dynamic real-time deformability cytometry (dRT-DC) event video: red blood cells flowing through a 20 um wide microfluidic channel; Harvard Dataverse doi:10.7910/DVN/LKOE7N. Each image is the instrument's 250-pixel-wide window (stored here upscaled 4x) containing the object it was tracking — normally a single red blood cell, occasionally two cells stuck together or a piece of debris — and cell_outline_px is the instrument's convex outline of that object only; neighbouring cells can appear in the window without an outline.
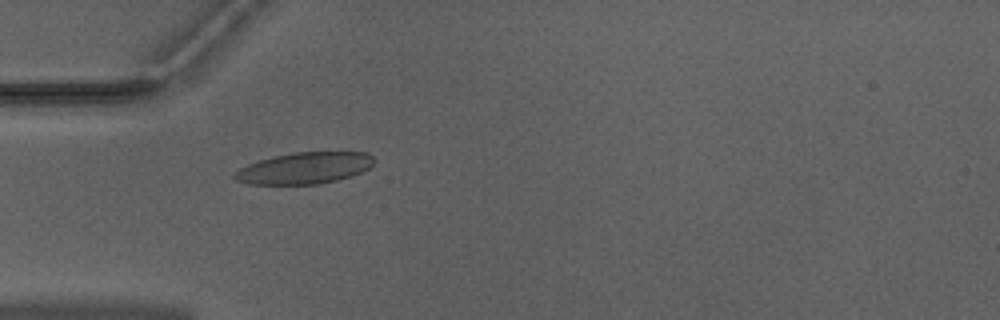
{"species": "Egyptian fruit bat (a non-hibernating species)", "species_latin": "Rousettus aegyptiacus", "temperature_condition": "warm", "stored_images_in_passage": 45, "camera_frame_rate_fps": 3000, "um_per_image_px": 0.085, "animal": {"sex": "male"}, "frame": {"image": 1, "passage_image": 9, "time_ms": 2.667, "image_size_px": [1000, 320], "cell_outline_px": [[376, 160], [368, 168], [352, 176], [320, 184], [248, 184], [236, 180], [232, 176], [232, 172], [248, 164], [260, 160], [276, 156], [296, 152], [368, 152]], "centroid_in_image_um": [25.87, 14.29], "position_along_channel_um": 59.1, "area_um2": 25.55}}
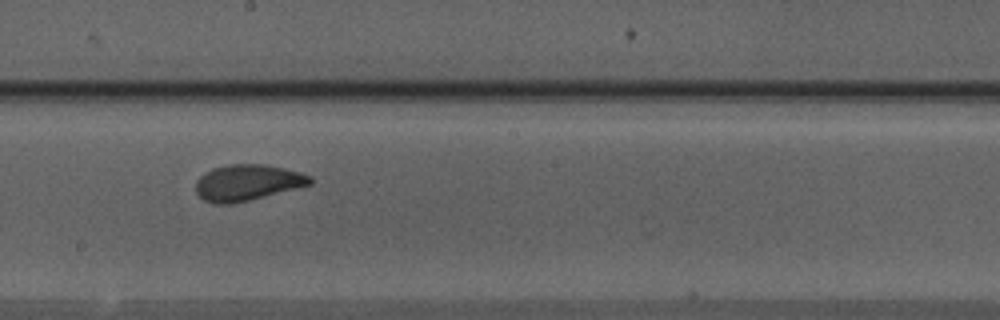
{"frame": {"image": 2, "passage_image": 22, "time_ms": 7.0, "image_size_px": [1000, 320], "cell_outline_px": [[312, 184], [232, 204], [212, 204], [204, 200], [196, 192], [196, 180], [204, 172], [212, 168], [232, 164], [264, 164], [284, 168], [300, 172], [312, 176]], "centroid_in_image_um": [21.0, 15.51], "position_along_channel_um": 227.2, "area_um2": 23.99}}
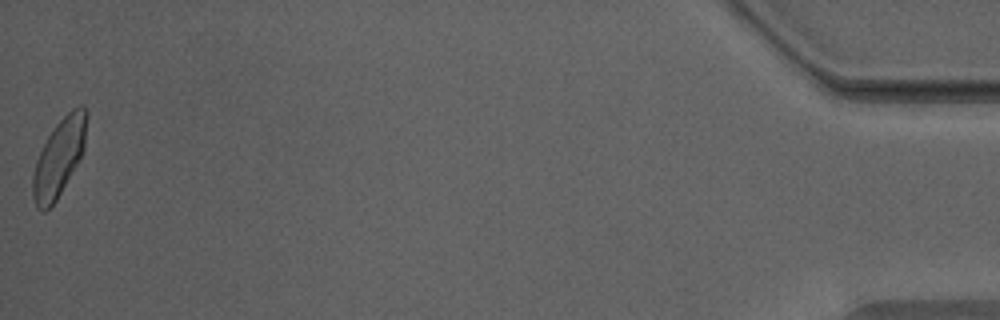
{"frame": {"image": 3, "passage_image": 45, "time_ms": 14.667, "image_size_px": [1000, 320], "cell_outline_px": [[88, 112], [84, 148], [76, 164], [56, 200], [44, 212], [36, 208], [32, 196], [32, 176], [36, 160], [48, 136], [56, 124], [72, 108], [80, 104], [84, 104]], "centroid_in_image_um": [5.01, 13.36], "position_along_channel_um": 430.2, "area_um2": 24.04}, "authors_computed_cell_mechanics": {"area_um2": 23.987, "velocity_mm_per_s": 3.9489, "shape_relaxation_time_tau1_ms": 3.3406, "shape_relaxation_time_tau2_ms": 0.8735, "deformation_change_tau1": 0.1526, "deformation_change_tau2": 0.0652}}